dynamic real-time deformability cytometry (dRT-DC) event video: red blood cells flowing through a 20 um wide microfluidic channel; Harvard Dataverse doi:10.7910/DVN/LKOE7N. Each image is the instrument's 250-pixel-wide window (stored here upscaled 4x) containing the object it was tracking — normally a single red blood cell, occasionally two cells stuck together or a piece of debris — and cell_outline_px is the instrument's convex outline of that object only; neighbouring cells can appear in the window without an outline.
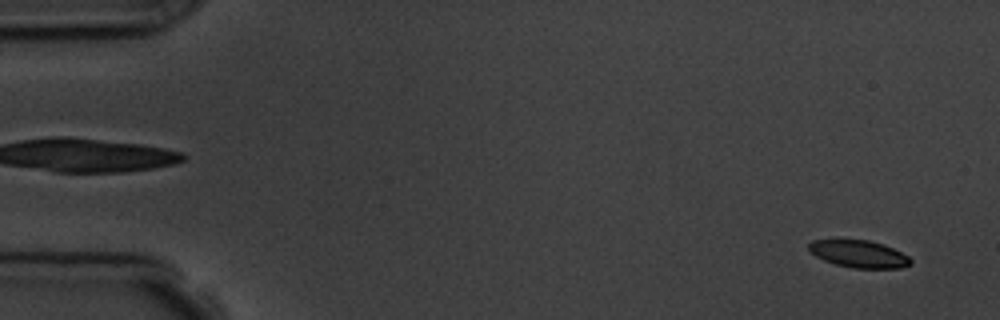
{"species": "common noctule bat (a hibernating species)", "species_latin": "Nyctalus noctula", "temperature_condition": "room temperature", "stored_images_in_passage": 6, "camera_frame_rate_fps": 3000, "um_per_image_px": 0.085, "animal": {"sex": "male", "body_mass_g": 19.5, "forearm_length_mm": 54.6}, "frame": {"image": 1, "passage_image": 1, "time_ms": 0.0, "image_size_px": [1000, 320], "cell_outline_px": [[912, 264], [900, 268], [852, 268], [836, 264], [824, 260], [808, 252], [808, 244], [812, 240], [836, 236], [868, 240], [884, 244], [908, 256], [912, 260]], "centroid_in_image_um": [72.91, 21.52], "position_along_channel_um": 12.1, "area_um2": 16.99}}
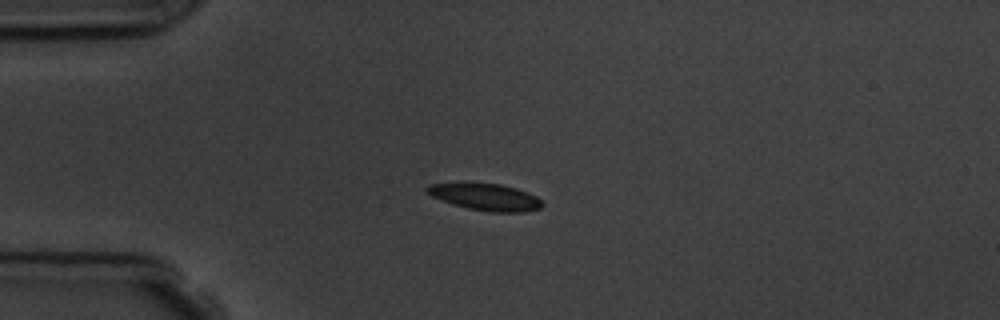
{"frame": {"image": 2, "passage_image": 4, "time_ms": 3.667, "image_size_px": [1000, 320], "cell_outline_px": [[544, 204], [540, 208], [524, 212], [492, 212], [468, 208], [452, 204], [432, 196], [424, 188], [428, 184], [464, 180], [500, 184], [516, 188], [528, 192], [536, 196]], "centroid_in_image_um": [41.21, 16.69], "position_along_channel_um": 43.8, "area_um2": 18.67}}